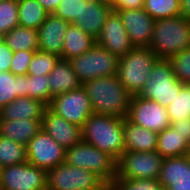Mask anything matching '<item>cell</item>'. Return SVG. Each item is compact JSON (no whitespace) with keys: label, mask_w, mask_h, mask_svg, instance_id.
Listing matches in <instances>:
<instances>
[{"label":"cell","mask_w":190,"mask_h":190,"mask_svg":"<svg viewBox=\"0 0 190 190\" xmlns=\"http://www.w3.org/2000/svg\"><path fill=\"white\" fill-rule=\"evenodd\" d=\"M93 113L127 118L132 96L116 75L97 77L82 84Z\"/></svg>","instance_id":"1"},{"label":"cell","mask_w":190,"mask_h":190,"mask_svg":"<svg viewBox=\"0 0 190 190\" xmlns=\"http://www.w3.org/2000/svg\"><path fill=\"white\" fill-rule=\"evenodd\" d=\"M123 118L92 113L82 128V141L119 160L125 151Z\"/></svg>","instance_id":"2"},{"label":"cell","mask_w":190,"mask_h":190,"mask_svg":"<svg viewBox=\"0 0 190 190\" xmlns=\"http://www.w3.org/2000/svg\"><path fill=\"white\" fill-rule=\"evenodd\" d=\"M189 47V19L179 15L155 20L149 48L159 59H168Z\"/></svg>","instance_id":"3"},{"label":"cell","mask_w":190,"mask_h":190,"mask_svg":"<svg viewBox=\"0 0 190 190\" xmlns=\"http://www.w3.org/2000/svg\"><path fill=\"white\" fill-rule=\"evenodd\" d=\"M158 59L149 47H134L119 58L116 76L131 96L142 92Z\"/></svg>","instance_id":"4"},{"label":"cell","mask_w":190,"mask_h":190,"mask_svg":"<svg viewBox=\"0 0 190 190\" xmlns=\"http://www.w3.org/2000/svg\"><path fill=\"white\" fill-rule=\"evenodd\" d=\"M65 163L92 171L105 182H114L117 175V161L84 141L66 149Z\"/></svg>","instance_id":"5"},{"label":"cell","mask_w":190,"mask_h":190,"mask_svg":"<svg viewBox=\"0 0 190 190\" xmlns=\"http://www.w3.org/2000/svg\"><path fill=\"white\" fill-rule=\"evenodd\" d=\"M183 86L184 84L174 75L170 62L167 59H158L152 67L148 81L139 96L167 107Z\"/></svg>","instance_id":"6"},{"label":"cell","mask_w":190,"mask_h":190,"mask_svg":"<svg viewBox=\"0 0 190 190\" xmlns=\"http://www.w3.org/2000/svg\"><path fill=\"white\" fill-rule=\"evenodd\" d=\"M69 61L83 84L97 77L117 75L119 58L96 43L90 50Z\"/></svg>","instance_id":"7"},{"label":"cell","mask_w":190,"mask_h":190,"mask_svg":"<svg viewBox=\"0 0 190 190\" xmlns=\"http://www.w3.org/2000/svg\"><path fill=\"white\" fill-rule=\"evenodd\" d=\"M104 183L96 173L65 162L47 171V190H97Z\"/></svg>","instance_id":"8"},{"label":"cell","mask_w":190,"mask_h":190,"mask_svg":"<svg viewBox=\"0 0 190 190\" xmlns=\"http://www.w3.org/2000/svg\"><path fill=\"white\" fill-rule=\"evenodd\" d=\"M164 157L154 152L124 151L117 161L115 179L158 180Z\"/></svg>","instance_id":"9"},{"label":"cell","mask_w":190,"mask_h":190,"mask_svg":"<svg viewBox=\"0 0 190 190\" xmlns=\"http://www.w3.org/2000/svg\"><path fill=\"white\" fill-rule=\"evenodd\" d=\"M47 107L66 121L80 127L93 113L90 99L83 85L77 89L54 96Z\"/></svg>","instance_id":"10"},{"label":"cell","mask_w":190,"mask_h":190,"mask_svg":"<svg viewBox=\"0 0 190 190\" xmlns=\"http://www.w3.org/2000/svg\"><path fill=\"white\" fill-rule=\"evenodd\" d=\"M0 190H47V170L28 161L3 167Z\"/></svg>","instance_id":"11"},{"label":"cell","mask_w":190,"mask_h":190,"mask_svg":"<svg viewBox=\"0 0 190 190\" xmlns=\"http://www.w3.org/2000/svg\"><path fill=\"white\" fill-rule=\"evenodd\" d=\"M127 119L156 133L167 129L171 125L166 107L158 102L144 99L139 95L132 96Z\"/></svg>","instance_id":"12"},{"label":"cell","mask_w":190,"mask_h":190,"mask_svg":"<svg viewBox=\"0 0 190 190\" xmlns=\"http://www.w3.org/2000/svg\"><path fill=\"white\" fill-rule=\"evenodd\" d=\"M27 160L45 170L65 162L66 150L41 129L26 145Z\"/></svg>","instance_id":"13"},{"label":"cell","mask_w":190,"mask_h":190,"mask_svg":"<svg viewBox=\"0 0 190 190\" xmlns=\"http://www.w3.org/2000/svg\"><path fill=\"white\" fill-rule=\"evenodd\" d=\"M135 47H149L155 20L142 8L114 10Z\"/></svg>","instance_id":"14"},{"label":"cell","mask_w":190,"mask_h":190,"mask_svg":"<svg viewBox=\"0 0 190 190\" xmlns=\"http://www.w3.org/2000/svg\"><path fill=\"white\" fill-rule=\"evenodd\" d=\"M96 43L118 58L123 57L135 47L127 34L120 16L114 10L104 23Z\"/></svg>","instance_id":"15"},{"label":"cell","mask_w":190,"mask_h":190,"mask_svg":"<svg viewBox=\"0 0 190 190\" xmlns=\"http://www.w3.org/2000/svg\"><path fill=\"white\" fill-rule=\"evenodd\" d=\"M41 126L65 150L82 141V128L66 121L48 107L44 110Z\"/></svg>","instance_id":"16"},{"label":"cell","mask_w":190,"mask_h":190,"mask_svg":"<svg viewBox=\"0 0 190 190\" xmlns=\"http://www.w3.org/2000/svg\"><path fill=\"white\" fill-rule=\"evenodd\" d=\"M157 181L166 190H190V163L186 156L164 158Z\"/></svg>","instance_id":"17"},{"label":"cell","mask_w":190,"mask_h":190,"mask_svg":"<svg viewBox=\"0 0 190 190\" xmlns=\"http://www.w3.org/2000/svg\"><path fill=\"white\" fill-rule=\"evenodd\" d=\"M69 24V22L54 13L48 14L46 20L37 29L39 50L61 57Z\"/></svg>","instance_id":"18"},{"label":"cell","mask_w":190,"mask_h":190,"mask_svg":"<svg viewBox=\"0 0 190 190\" xmlns=\"http://www.w3.org/2000/svg\"><path fill=\"white\" fill-rule=\"evenodd\" d=\"M112 11L111 2L104 0L89 1L86 2V5H82V11L73 24L97 39Z\"/></svg>","instance_id":"19"},{"label":"cell","mask_w":190,"mask_h":190,"mask_svg":"<svg viewBox=\"0 0 190 190\" xmlns=\"http://www.w3.org/2000/svg\"><path fill=\"white\" fill-rule=\"evenodd\" d=\"M125 151L154 152L158 133L140 127L127 118L123 120Z\"/></svg>","instance_id":"20"},{"label":"cell","mask_w":190,"mask_h":190,"mask_svg":"<svg viewBox=\"0 0 190 190\" xmlns=\"http://www.w3.org/2000/svg\"><path fill=\"white\" fill-rule=\"evenodd\" d=\"M46 105L30 97H17L0 109V120L42 119Z\"/></svg>","instance_id":"21"},{"label":"cell","mask_w":190,"mask_h":190,"mask_svg":"<svg viewBox=\"0 0 190 190\" xmlns=\"http://www.w3.org/2000/svg\"><path fill=\"white\" fill-rule=\"evenodd\" d=\"M41 129V119L0 120V135L25 146Z\"/></svg>","instance_id":"22"},{"label":"cell","mask_w":190,"mask_h":190,"mask_svg":"<svg viewBox=\"0 0 190 190\" xmlns=\"http://www.w3.org/2000/svg\"><path fill=\"white\" fill-rule=\"evenodd\" d=\"M51 96L66 93L79 88L82 83L78 80L69 60L60 59L48 75Z\"/></svg>","instance_id":"23"},{"label":"cell","mask_w":190,"mask_h":190,"mask_svg":"<svg viewBox=\"0 0 190 190\" xmlns=\"http://www.w3.org/2000/svg\"><path fill=\"white\" fill-rule=\"evenodd\" d=\"M95 44L96 39L71 23L65 34L61 59L71 60L87 52Z\"/></svg>","instance_id":"24"},{"label":"cell","mask_w":190,"mask_h":190,"mask_svg":"<svg viewBox=\"0 0 190 190\" xmlns=\"http://www.w3.org/2000/svg\"><path fill=\"white\" fill-rule=\"evenodd\" d=\"M189 148L190 143L171 125L158 133L156 151L164 158L183 156Z\"/></svg>","instance_id":"25"},{"label":"cell","mask_w":190,"mask_h":190,"mask_svg":"<svg viewBox=\"0 0 190 190\" xmlns=\"http://www.w3.org/2000/svg\"><path fill=\"white\" fill-rule=\"evenodd\" d=\"M17 97H26V75H14L10 71L0 73V109Z\"/></svg>","instance_id":"26"},{"label":"cell","mask_w":190,"mask_h":190,"mask_svg":"<svg viewBox=\"0 0 190 190\" xmlns=\"http://www.w3.org/2000/svg\"><path fill=\"white\" fill-rule=\"evenodd\" d=\"M2 39L14 52L39 50L37 30L32 28L16 26L8 31Z\"/></svg>","instance_id":"27"},{"label":"cell","mask_w":190,"mask_h":190,"mask_svg":"<svg viewBox=\"0 0 190 190\" xmlns=\"http://www.w3.org/2000/svg\"><path fill=\"white\" fill-rule=\"evenodd\" d=\"M49 13L37 0H19V26L37 30Z\"/></svg>","instance_id":"28"},{"label":"cell","mask_w":190,"mask_h":190,"mask_svg":"<svg viewBox=\"0 0 190 190\" xmlns=\"http://www.w3.org/2000/svg\"><path fill=\"white\" fill-rule=\"evenodd\" d=\"M26 146L0 135V165L2 167L27 162Z\"/></svg>","instance_id":"29"},{"label":"cell","mask_w":190,"mask_h":190,"mask_svg":"<svg viewBox=\"0 0 190 190\" xmlns=\"http://www.w3.org/2000/svg\"><path fill=\"white\" fill-rule=\"evenodd\" d=\"M143 9L154 20L181 15L180 0H145Z\"/></svg>","instance_id":"30"},{"label":"cell","mask_w":190,"mask_h":190,"mask_svg":"<svg viewBox=\"0 0 190 190\" xmlns=\"http://www.w3.org/2000/svg\"><path fill=\"white\" fill-rule=\"evenodd\" d=\"M48 75H26V97L36 99L49 105L53 98L50 93V86L48 84Z\"/></svg>","instance_id":"31"},{"label":"cell","mask_w":190,"mask_h":190,"mask_svg":"<svg viewBox=\"0 0 190 190\" xmlns=\"http://www.w3.org/2000/svg\"><path fill=\"white\" fill-rule=\"evenodd\" d=\"M166 108L171 123L190 117V86L184 85L179 94Z\"/></svg>","instance_id":"32"},{"label":"cell","mask_w":190,"mask_h":190,"mask_svg":"<svg viewBox=\"0 0 190 190\" xmlns=\"http://www.w3.org/2000/svg\"><path fill=\"white\" fill-rule=\"evenodd\" d=\"M60 59L59 55L38 50L32 56L27 74L49 75Z\"/></svg>","instance_id":"33"},{"label":"cell","mask_w":190,"mask_h":190,"mask_svg":"<svg viewBox=\"0 0 190 190\" xmlns=\"http://www.w3.org/2000/svg\"><path fill=\"white\" fill-rule=\"evenodd\" d=\"M16 26H19L18 1H0V36L3 37Z\"/></svg>","instance_id":"34"},{"label":"cell","mask_w":190,"mask_h":190,"mask_svg":"<svg viewBox=\"0 0 190 190\" xmlns=\"http://www.w3.org/2000/svg\"><path fill=\"white\" fill-rule=\"evenodd\" d=\"M176 78L184 85H190V47L167 59Z\"/></svg>","instance_id":"35"},{"label":"cell","mask_w":190,"mask_h":190,"mask_svg":"<svg viewBox=\"0 0 190 190\" xmlns=\"http://www.w3.org/2000/svg\"><path fill=\"white\" fill-rule=\"evenodd\" d=\"M82 5H86V2L82 0H62L54 14L71 24L80 15Z\"/></svg>","instance_id":"36"},{"label":"cell","mask_w":190,"mask_h":190,"mask_svg":"<svg viewBox=\"0 0 190 190\" xmlns=\"http://www.w3.org/2000/svg\"><path fill=\"white\" fill-rule=\"evenodd\" d=\"M119 190H156L160 185L153 179H115Z\"/></svg>","instance_id":"37"},{"label":"cell","mask_w":190,"mask_h":190,"mask_svg":"<svg viewBox=\"0 0 190 190\" xmlns=\"http://www.w3.org/2000/svg\"><path fill=\"white\" fill-rule=\"evenodd\" d=\"M35 51L23 50L13 54L10 72L14 75H27L29 64Z\"/></svg>","instance_id":"38"},{"label":"cell","mask_w":190,"mask_h":190,"mask_svg":"<svg viewBox=\"0 0 190 190\" xmlns=\"http://www.w3.org/2000/svg\"><path fill=\"white\" fill-rule=\"evenodd\" d=\"M14 51L2 39L0 41V73L10 71Z\"/></svg>","instance_id":"39"},{"label":"cell","mask_w":190,"mask_h":190,"mask_svg":"<svg viewBox=\"0 0 190 190\" xmlns=\"http://www.w3.org/2000/svg\"><path fill=\"white\" fill-rule=\"evenodd\" d=\"M145 0H112L113 10L139 9L144 6Z\"/></svg>","instance_id":"40"},{"label":"cell","mask_w":190,"mask_h":190,"mask_svg":"<svg viewBox=\"0 0 190 190\" xmlns=\"http://www.w3.org/2000/svg\"><path fill=\"white\" fill-rule=\"evenodd\" d=\"M171 126L176 129V131H179V133L190 143V117L172 122Z\"/></svg>","instance_id":"41"},{"label":"cell","mask_w":190,"mask_h":190,"mask_svg":"<svg viewBox=\"0 0 190 190\" xmlns=\"http://www.w3.org/2000/svg\"><path fill=\"white\" fill-rule=\"evenodd\" d=\"M44 8L45 10L51 14L54 13L57 9L59 3L62 0H37Z\"/></svg>","instance_id":"42"},{"label":"cell","mask_w":190,"mask_h":190,"mask_svg":"<svg viewBox=\"0 0 190 190\" xmlns=\"http://www.w3.org/2000/svg\"><path fill=\"white\" fill-rule=\"evenodd\" d=\"M181 15L190 20V0H180Z\"/></svg>","instance_id":"43"},{"label":"cell","mask_w":190,"mask_h":190,"mask_svg":"<svg viewBox=\"0 0 190 190\" xmlns=\"http://www.w3.org/2000/svg\"><path fill=\"white\" fill-rule=\"evenodd\" d=\"M97 190H119L117 185L114 182H105L99 189Z\"/></svg>","instance_id":"44"},{"label":"cell","mask_w":190,"mask_h":190,"mask_svg":"<svg viewBox=\"0 0 190 190\" xmlns=\"http://www.w3.org/2000/svg\"><path fill=\"white\" fill-rule=\"evenodd\" d=\"M185 156H186L188 162L190 163V148L187 150Z\"/></svg>","instance_id":"45"},{"label":"cell","mask_w":190,"mask_h":190,"mask_svg":"<svg viewBox=\"0 0 190 190\" xmlns=\"http://www.w3.org/2000/svg\"><path fill=\"white\" fill-rule=\"evenodd\" d=\"M156 190H166L164 187L159 186Z\"/></svg>","instance_id":"46"},{"label":"cell","mask_w":190,"mask_h":190,"mask_svg":"<svg viewBox=\"0 0 190 190\" xmlns=\"http://www.w3.org/2000/svg\"><path fill=\"white\" fill-rule=\"evenodd\" d=\"M2 168L3 167L0 165V179H1Z\"/></svg>","instance_id":"47"},{"label":"cell","mask_w":190,"mask_h":190,"mask_svg":"<svg viewBox=\"0 0 190 190\" xmlns=\"http://www.w3.org/2000/svg\"><path fill=\"white\" fill-rule=\"evenodd\" d=\"M82 1L89 2V1H95V0H82Z\"/></svg>","instance_id":"48"}]
</instances>
